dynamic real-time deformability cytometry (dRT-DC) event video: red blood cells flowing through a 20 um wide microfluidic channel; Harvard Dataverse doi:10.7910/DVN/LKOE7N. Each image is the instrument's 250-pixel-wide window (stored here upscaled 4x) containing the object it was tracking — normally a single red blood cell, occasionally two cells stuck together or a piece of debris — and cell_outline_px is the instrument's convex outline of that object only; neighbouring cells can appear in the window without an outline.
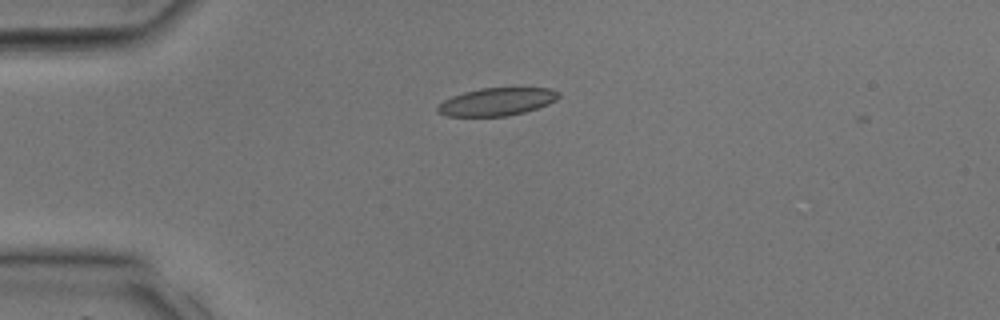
{"species": "common noctule bat (a hibernating species)", "species_latin": "Nyctalus noctula", "temperature_condition": "room temperature", "stored_images_in_passage": 26, "camera_frame_rate_fps": 3000, "um_per_image_px": 0.085, "animal": {"sex": "male", "body_mass_g": 17.9, "forearm_length_mm": 54.2}, "frame": {"image": 1, "passage_image": 2, "time_ms": 0.333, "image_size_px": [1000, 320], "cell_outline_px": [[560, 96], [556, 100], [548, 104], [524, 112], [508, 116], [448, 116], [436, 112], [436, 108], [444, 100], [452, 96], [464, 92], [480, 88], [548, 88], [560, 92]], "centroid_in_image_um": [42.22, 8.65], "position_along_channel_um": 42.8, "area_um2": 19.54}}
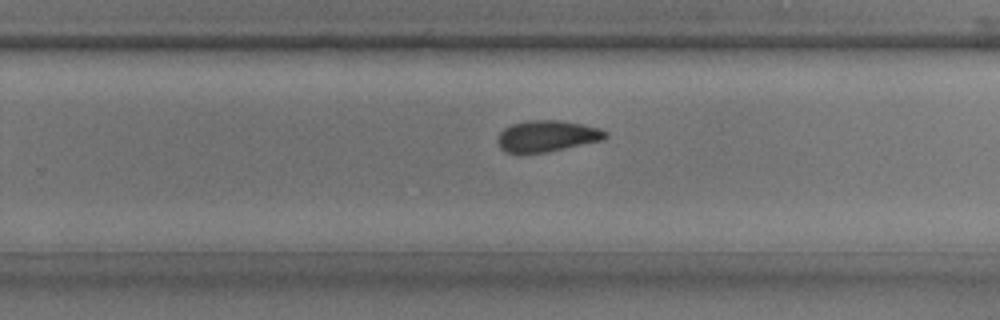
{"frame": {"image": 2, "passage_image": 16, "time_ms": 5.0, "image_size_px": [1000, 320], "cell_outline_px": [[608, 136], [604, 140], [548, 152], [520, 156], [504, 152], [500, 148], [496, 140], [500, 132], [504, 128], [512, 124], [528, 120], [560, 120], [600, 128], [608, 132]], "centroid_in_image_um": [46.45, 11.61], "position_along_channel_um": 283.3, "area_um2": 20.35}}
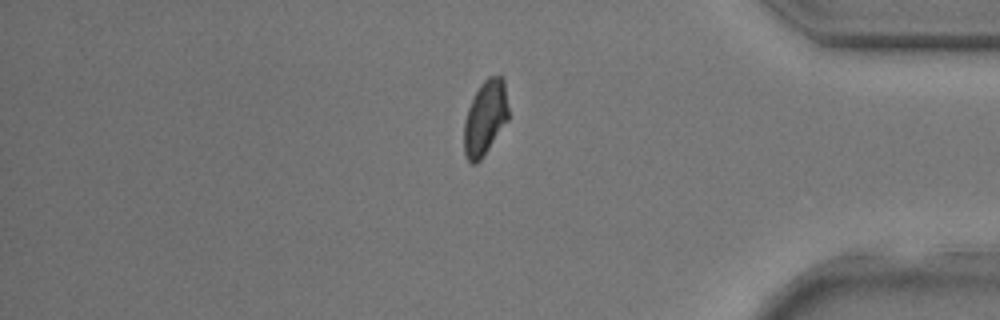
{"frame": {"image": 3, "passage_image": 23, "time_ms": 7.333, "image_size_px": [1000, 320], "cell_outline_px": [[508, 120], [480, 160], [476, 164], [472, 164], [464, 156], [464, 124], [468, 108], [480, 84], [488, 76], [500, 76], [504, 80], [508, 108]], "centroid_in_image_um": [41.23, 10.02], "position_along_channel_um": 394.0, "area_um2": 19.13}}